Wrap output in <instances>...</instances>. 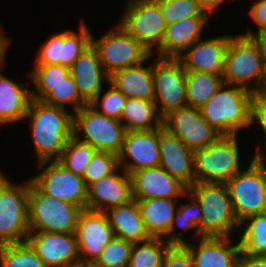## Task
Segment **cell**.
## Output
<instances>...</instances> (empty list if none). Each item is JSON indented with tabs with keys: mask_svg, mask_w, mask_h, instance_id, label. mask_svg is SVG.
<instances>
[{
	"mask_svg": "<svg viewBox=\"0 0 266 267\" xmlns=\"http://www.w3.org/2000/svg\"><path fill=\"white\" fill-rule=\"evenodd\" d=\"M29 121L37 163L58 160L73 135V112L31 99L24 121Z\"/></svg>",
	"mask_w": 266,
	"mask_h": 267,
	"instance_id": "6da1fadb",
	"label": "cell"
},
{
	"mask_svg": "<svg viewBox=\"0 0 266 267\" xmlns=\"http://www.w3.org/2000/svg\"><path fill=\"white\" fill-rule=\"evenodd\" d=\"M222 76L225 84L239 86L252 93L266 89V58L258 37L228 35Z\"/></svg>",
	"mask_w": 266,
	"mask_h": 267,
	"instance_id": "7a4b0ae2",
	"label": "cell"
},
{
	"mask_svg": "<svg viewBox=\"0 0 266 267\" xmlns=\"http://www.w3.org/2000/svg\"><path fill=\"white\" fill-rule=\"evenodd\" d=\"M252 92L223 84L200 108L203 118L221 136L238 135L240 130L250 127Z\"/></svg>",
	"mask_w": 266,
	"mask_h": 267,
	"instance_id": "3957f363",
	"label": "cell"
},
{
	"mask_svg": "<svg viewBox=\"0 0 266 267\" xmlns=\"http://www.w3.org/2000/svg\"><path fill=\"white\" fill-rule=\"evenodd\" d=\"M258 140L257 150L248 168L235 174L226 183L239 223L266 212V156L262 150L263 140Z\"/></svg>",
	"mask_w": 266,
	"mask_h": 267,
	"instance_id": "277c9868",
	"label": "cell"
},
{
	"mask_svg": "<svg viewBox=\"0 0 266 267\" xmlns=\"http://www.w3.org/2000/svg\"><path fill=\"white\" fill-rule=\"evenodd\" d=\"M188 191L201 207V237H232L236 229L239 231L240 223L234 214L226 184L195 182Z\"/></svg>",
	"mask_w": 266,
	"mask_h": 267,
	"instance_id": "5b68a950",
	"label": "cell"
},
{
	"mask_svg": "<svg viewBox=\"0 0 266 267\" xmlns=\"http://www.w3.org/2000/svg\"><path fill=\"white\" fill-rule=\"evenodd\" d=\"M238 135L221 136L215 143L194 151L196 182L226 184L242 171Z\"/></svg>",
	"mask_w": 266,
	"mask_h": 267,
	"instance_id": "8992f818",
	"label": "cell"
},
{
	"mask_svg": "<svg viewBox=\"0 0 266 267\" xmlns=\"http://www.w3.org/2000/svg\"><path fill=\"white\" fill-rule=\"evenodd\" d=\"M29 179L14 184L0 169V246L27 241Z\"/></svg>",
	"mask_w": 266,
	"mask_h": 267,
	"instance_id": "52a82bcc",
	"label": "cell"
},
{
	"mask_svg": "<svg viewBox=\"0 0 266 267\" xmlns=\"http://www.w3.org/2000/svg\"><path fill=\"white\" fill-rule=\"evenodd\" d=\"M81 209L42 193L29 178V232L75 233Z\"/></svg>",
	"mask_w": 266,
	"mask_h": 267,
	"instance_id": "ba28073f",
	"label": "cell"
},
{
	"mask_svg": "<svg viewBox=\"0 0 266 267\" xmlns=\"http://www.w3.org/2000/svg\"><path fill=\"white\" fill-rule=\"evenodd\" d=\"M125 128L121 121L97 113L89 105L73 113V136L97 151L119 155Z\"/></svg>",
	"mask_w": 266,
	"mask_h": 267,
	"instance_id": "9c48e42d",
	"label": "cell"
},
{
	"mask_svg": "<svg viewBox=\"0 0 266 267\" xmlns=\"http://www.w3.org/2000/svg\"><path fill=\"white\" fill-rule=\"evenodd\" d=\"M118 24L152 54L161 44L166 23L155 0H128Z\"/></svg>",
	"mask_w": 266,
	"mask_h": 267,
	"instance_id": "30bf717a",
	"label": "cell"
},
{
	"mask_svg": "<svg viewBox=\"0 0 266 267\" xmlns=\"http://www.w3.org/2000/svg\"><path fill=\"white\" fill-rule=\"evenodd\" d=\"M91 44L98 51L100 62L109 75L117 70L138 65L151 55L147 48L118 23L98 39L91 34Z\"/></svg>",
	"mask_w": 266,
	"mask_h": 267,
	"instance_id": "8fae6325",
	"label": "cell"
},
{
	"mask_svg": "<svg viewBox=\"0 0 266 267\" xmlns=\"http://www.w3.org/2000/svg\"><path fill=\"white\" fill-rule=\"evenodd\" d=\"M154 103L163 119L170 112L187 106L186 70L178 58H159L153 62Z\"/></svg>",
	"mask_w": 266,
	"mask_h": 267,
	"instance_id": "7c38bea8",
	"label": "cell"
},
{
	"mask_svg": "<svg viewBox=\"0 0 266 267\" xmlns=\"http://www.w3.org/2000/svg\"><path fill=\"white\" fill-rule=\"evenodd\" d=\"M39 173L30 177L31 182L44 194L67 201L81 210L86 209L87 186L82 177L67 170L57 160L37 164Z\"/></svg>",
	"mask_w": 266,
	"mask_h": 267,
	"instance_id": "4fadbf2b",
	"label": "cell"
},
{
	"mask_svg": "<svg viewBox=\"0 0 266 267\" xmlns=\"http://www.w3.org/2000/svg\"><path fill=\"white\" fill-rule=\"evenodd\" d=\"M79 31L66 29L52 34L38 50L34 65H62L70 68L91 45V31L81 20Z\"/></svg>",
	"mask_w": 266,
	"mask_h": 267,
	"instance_id": "5bb4252c",
	"label": "cell"
},
{
	"mask_svg": "<svg viewBox=\"0 0 266 267\" xmlns=\"http://www.w3.org/2000/svg\"><path fill=\"white\" fill-rule=\"evenodd\" d=\"M162 125L195 151L215 143L221 135L203 118L199 108L183 107L170 112Z\"/></svg>",
	"mask_w": 266,
	"mask_h": 267,
	"instance_id": "9a60e30c",
	"label": "cell"
},
{
	"mask_svg": "<svg viewBox=\"0 0 266 267\" xmlns=\"http://www.w3.org/2000/svg\"><path fill=\"white\" fill-rule=\"evenodd\" d=\"M75 236L80 262L93 264L115 235L105 212L83 209L78 216Z\"/></svg>",
	"mask_w": 266,
	"mask_h": 267,
	"instance_id": "2e32d148",
	"label": "cell"
},
{
	"mask_svg": "<svg viewBox=\"0 0 266 267\" xmlns=\"http://www.w3.org/2000/svg\"><path fill=\"white\" fill-rule=\"evenodd\" d=\"M159 164V128L125 132L122 150L118 155L120 168L130 175Z\"/></svg>",
	"mask_w": 266,
	"mask_h": 267,
	"instance_id": "e0dca14e",
	"label": "cell"
},
{
	"mask_svg": "<svg viewBox=\"0 0 266 267\" xmlns=\"http://www.w3.org/2000/svg\"><path fill=\"white\" fill-rule=\"evenodd\" d=\"M27 242L46 267H66L80 262L75 233L29 232Z\"/></svg>",
	"mask_w": 266,
	"mask_h": 267,
	"instance_id": "ac0fdd59",
	"label": "cell"
},
{
	"mask_svg": "<svg viewBox=\"0 0 266 267\" xmlns=\"http://www.w3.org/2000/svg\"><path fill=\"white\" fill-rule=\"evenodd\" d=\"M134 200L153 198L182 199L188 187L161 166L141 169L130 174Z\"/></svg>",
	"mask_w": 266,
	"mask_h": 267,
	"instance_id": "d6986e66",
	"label": "cell"
},
{
	"mask_svg": "<svg viewBox=\"0 0 266 267\" xmlns=\"http://www.w3.org/2000/svg\"><path fill=\"white\" fill-rule=\"evenodd\" d=\"M131 200H133L131 176L118 167L112 174L87 187L86 209L105 212Z\"/></svg>",
	"mask_w": 266,
	"mask_h": 267,
	"instance_id": "ffe728a7",
	"label": "cell"
},
{
	"mask_svg": "<svg viewBox=\"0 0 266 267\" xmlns=\"http://www.w3.org/2000/svg\"><path fill=\"white\" fill-rule=\"evenodd\" d=\"M160 164L171 176L179 179L187 187L195 180L194 151L167 129L159 127Z\"/></svg>",
	"mask_w": 266,
	"mask_h": 267,
	"instance_id": "44dd1931",
	"label": "cell"
},
{
	"mask_svg": "<svg viewBox=\"0 0 266 267\" xmlns=\"http://www.w3.org/2000/svg\"><path fill=\"white\" fill-rule=\"evenodd\" d=\"M228 34L197 40L178 59L186 71L223 75Z\"/></svg>",
	"mask_w": 266,
	"mask_h": 267,
	"instance_id": "7402d4cb",
	"label": "cell"
},
{
	"mask_svg": "<svg viewBox=\"0 0 266 267\" xmlns=\"http://www.w3.org/2000/svg\"><path fill=\"white\" fill-rule=\"evenodd\" d=\"M211 17H191L166 25L160 46L152 53L159 58H179L197 40ZM156 53V55H155Z\"/></svg>",
	"mask_w": 266,
	"mask_h": 267,
	"instance_id": "603a6c76",
	"label": "cell"
},
{
	"mask_svg": "<svg viewBox=\"0 0 266 267\" xmlns=\"http://www.w3.org/2000/svg\"><path fill=\"white\" fill-rule=\"evenodd\" d=\"M232 237H201L197 244L185 245L194 262V267H236L241 254L239 239Z\"/></svg>",
	"mask_w": 266,
	"mask_h": 267,
	"instance_id": "cb8c5ba5",
	"label": "cell"
},
{
	"mask_svg": "<svg viewBox=\"0 0 266 267\" xmlns=\"http://www.w3.org/2000/svg\"><path fill=\"white\" fill-rule=\"evenodd\" d=\"M70 75L88 104L103 90V84L108 86L110 81V75L104 70L98 51L92 44L74 61Z\"/></svg>",
	"mask_w": 266,
	"mask_h": 267,
	"instance_id": "d4e9b609",
	"label": "cell"
},
{
	"mask_svg": "<svg viewBox=\"0 0 266 267\" xmlns=\"http://www.w3.org/2000/svg\"><path fill=\"white\" fill-rule=\"evenodd\" d=\"M154 55L151 54L138 65L123 68L110 75L109 83L121 91L127 98H139L154 101L153 62L144 64Z\"/></svg>",
	"mask_w": 266,
	"mask_h": 267,
	"instance_id": "484cf974",
	"label": "cell"
},
{
	"mask_svg": "<svg viewBox=\"0 0 266 267\" xmlns=\"http://www.w3.org/2000/svg\"><path fill=\"white\" fill-rule=\"evenodd\" d=\"M115 237L138 243L152 238L141 219L137 200L118 205L105 211Z\"/></svg>",
	"mask_w": 266,
	"mask_h": 267,
	"instance_id": "4316f807",
	"label": "cell"
},
{
	"mask_svg": "<svg viewBox=\"0 0 266 267\" xmlns=\"http://www.w3.org/2000/svg\"><path fill=\"white\" fill-rule=\"evenodd\" d=\"M0 70V126L24 121L32 99L30 87L17 83Z\"/></svg>",
	"mask_w": 266,
	"mask_h": 267,
	"instance_id": "83f0119b",
	"label": "cell"
},
{
	"mask_svg": "<svg viewBox=\"0 0 266 267\" xmlns=\"http://www.w3.org/2000/svg\"><path fill=\"white\" fill-rule=\"evenodd\" d=\"M179 200L153 198L137 201L141 219L152 238H163L169 232Z\"/></svg>",
	"mask_w": 266,
	"mask_h": 267,
	"instance_id": "f1b7e54d",
	"label": "cell"
},
{
	"mask_svg": "<svg viewBox=\"0 0 266 267\" xmlns=\"http://www.w3.org/2000/svg\"><path fill=\"white\" fill-rule=\"evenodd\" d=\"M126 131L153 130L162 126L154 101L127 98L121 116Z\"/></svg>",
	"mask_w": 266,
	"mask_h": 267,
	"instance_id": "f546056e",
	"label": "cell"
},
{
	"mask_svg": "<svg viewBox=\"0 0 266 267\" xmlns=\"http://www.w3.org/2000/svg\"><path fill=\"white\" fill-rule=\"evenodd\" d=\"M224 84L222 75L186 71V100L188 107L201 108Z\"/></svg>",
	"mask_w": 266,
	"mask_h": 267,
	"instance_id": "4dcf8cb0",
	"label": "cell"
},
{
	"mask_svg": "<svg viewBox=\"0 0 266 267\" xmlns=\"http://www.w3.org/2000/svg\"><path fill=\"white\" fill-rule=\"evenodd\" d=\"M236 233L241 253L266 257V212L246 218Z\"/></svg>",
	"mask_w": 266,
	"mask_h": 267,
	"instance_id": "1f68e13d",
	"label": "cell"
},
{
	"mask_svg": "<svg viewBox=\"0 0 266 267\" xmlns=\"http://www.w3.org/2000/svg\"><path fill=\"white\" fill-rule=\"evenodd\" d=\"M31 78L33 89L31 96L35 100L42 101L53 87L64 81L70 75V68L58 65H34L28 74Z\"/></svg>",
	"mask_w": 266,
	"mask_h": 267,
	"instance_id": "d6a6232c",
	"label": "cell"
},
{
	"mask_svg": "<svg viewBox=\"0 0 266 267\" xmlns=\"http://www.w3.org/2000/svg\"><path fill=\"white\" fill-rule=\"evenodd\" d=\"M96 152L97 150L90 144L80 141L72 135L57 161L67 170L82 177L88 163Z\"/></svg>",
	"mask_w": 266,
	"mask_h": 267,
	"instance_id": "836d02e7",
	"label": "cell"
},
{
	"mask_svg": "<svg viewBox=\"0 0 266 267\" xmlns=\"http://www.w3.org/2000/svg\"><path fill=\"white\" fill-rule=\"evenodd\" d=\"M169 246L163 238H150L134 243L128 267H161L163 256Z\"/></svg>",
	"mask_w": 266,
	"mask_h": 267,
	"instance_id": "e575fe53",
	"label": "cell"
},
{
	"mask_svg": "<svg viewBox=\"0 0 266 267\" xmlns=\"http://www.w3.org/2000/svg\"><path fill=\"white\" fill-rule=\"evenodd\" d=\"M0 267H46L29 243L0 246Z\"/></svg>",
	"mask_w": 266,
	"mask_h": 267,
	"instance_id": "d590c367",
	"label": "cell"
},
{
	"mask_svg": "<svg viewBox=\"0 0 266 267\" xmlns=\"http://www.w3.org/2000/svg\"><path fill=\"white\" fill-rule=\"evenodd\" d=\"M45 104L67 108H73V113L77 112L81 108L89 105L80 95L78 87L71 75H69L64 81L53 87V91L50 92L43 100Z\"/></svg>",
	"mask_w": 266,
	"mask_h": 267,
	"instance_id": "8d00e7d4",
	"label": "cell"
},
{
	"mask_svg": "<svg viewBox=\"0 0 266 267\" xmlns=\"http://www.w3.org/2000/svg\"><path fill=\"white\" fill-rule=\"evenodd\" d=\"M161 8L166 25L191 17H210L197 0H155Z\"/></svg>",
	"mask_w": 266,
	"mask_h": 267,
	"instance_id": "74e56055",
	"label": "cell"
},
{
	"mask_svg": "<svg viewBox=\"0 0 266 267\" xmlns=\"http://www.w3.org/2000/svg\"><path fill=\"white\" fill-rule=\"evenodd\" d=\"M133 245L114 236L92 264L93 267H128Z\"/></svg>",
	"mask_w": 266,
	"mask_h": 267,
	"instance_id": "f35d334b",
	"label": "cell"
},
{
	"mask_svg": "<svg viewBox=\"0 0 266 267\" xmlns=\"http://www.w3.org/2000/svg\"><path fill=\"white\" fill-rule=\"evenodd\" d=\"M108 85L109 87H106L108 90L101 91L89 103V106L99 114L121 121L122 111L127 97L110 83Z\"/></svg>",
	"mask_w": 266,
	"mask_h": 267,
	"instance_id": "ab89813d",
	"label": "cell"
},
{
	"mask_svg": "<svg viewBox=\"0 0 266 267\" xmlns=\"http://www.w3.org/2000/svg\"><path fill=\"white\" fill-rule=\"evenodd\" d=\"M118 167L117 155L110 152L97 151L88 163L82 178L88 187L102 177L112 174Z\"/></svg>",
	"mask_w": 266,
	"mask_h": 267,
	"instance_id": "60d3db41",
	"label": "cell"
},
{
	"mask_svg": "<svg viewBox=\"0 0 266 267\" xmlns=\"http://www.w3.org/2000/svg\"><path fill=\"white\" fill-rule=\"evenodd\" d=\"M181 228L183 231H190L194 229V237L196 239H200L201 235L199 234V230H197V227L193 224L192 220H188L185 216L181 215L178 211L173 216V221L171 223L169 232L163 237V239L169 244V245H186L188 242L183 238L182 232H177L176 227Z\"/></svg>",
	"mask_w": 266,
	"mask_h": 267,
	"instance_id": "b9f144b4",
	"label": "cell"
},
{
	"mask_svg": "<svg viewBox=\"0 0 266 267\" xmlns=\"http://www.w3.org/2000/svg\"><path fill=\"white\" fill-rule=\"evenodd\" d=\"M161 267H194V262L185 245H170L163 256Z\"/></svg>",
	"mask_w": 266,
	"mask_h": 267,
	"instance_id": "7bdbcfd3",
	"label": "cell"
},
{
	"mask_svg": "<svg viewBox=\"0 0 266 267\" xmlns=\"http://www.w3.org/2000/svg\"><path fill=\"white\" fill-rule=\"evenodd\" d=\"M251 123H258L262 128L265 137L264 151H266V89H262L252 95Z\"/></svg>",
	"mask_w": 266,
	"mask_h": 267,
	"instance_id": "ee69618b",
	"label": "cell"
},
{
	"mask_svg": "<svg viewBox=\"0 0 266 267\" xmlns=\"http://www.w3.org/2000/svg\"><path fill=\"white\" fill-rule=\"evenodd\" d=\"M249 9V16L254 21V24L257 26V31H253L250 27L247 28V31L243 33L248 36L259 37L266 32V0H254Z\"/></svg>",
	"mask_w": 266,
	"mask_h": 267,
	"instance_id": "f6af8a7d",
	"label": "cell"
},
{
	"mask_svg": "<svg viewBox=\"0 0 266 267\" xmlns=\"http://www.w3.org/2000/svg\"><path fill=\"white\" fill-rule=\"evenodd\" d=\"M185 196L191 201V203L189 202L179 205L177 211L188 220H192L200 234L201 207L197 199L189 191L185 193Z\"/></svg>",
	"mask_w": 266,
	"mask_h": 267,
	"instance_id": "bcb514c9",
	"label": "cell"
},
{
	"mask_svg": "<svg viewBox=\"0 0 266 267\" xmlns=\"http://www.w3.org/2000/svg\"><path fill=\"white\" fill-rule=\"evenodd\" d=\"M236 267H266V257L241 253Z\"/></svg>",
	"mask_w": 266,
	"mask_h": 267,
	"instance_id": "7dc6e473",
	"label": "cell"
},
{
	"mask_svg": "<svg viewBox=\"0 0 266 267\" xmlns=\"http://www.w3.org/2000/svg\"><path fill=\"white\" fill-rule=\"evenodd\" d=\"M200 7L209 15L213 16L215 12L217 13L218 7L227 0H197ZM230 1V0H229ZM232 1V0H231Z\"/></svg>",
	"mask_w": 266,
	"mask_h": 267,
	"instance_id": "c3c4849f",
	"label": "cell"
},
{
	"mask_svg": "<svg viewBox=\"0 0 266 267\" xmlns=\"http://www.w3.org/2000/svg\"><path fill=\"white\" fill-rule=\"evenodd\" d=\"M11 39L4 35L3 30H0V70L3 69L5 65L6 53L8 51Z\"/></svg>",
	"mask_w": 266,
	"mask_h": 267,
	"instance_id": "681fc988",
	"label": "cell"
},
{
	"mask_svg": "<svg viewBox=\"0 0 266 267\" xmlns=\"http://www.w3.org/2000/svg\"><path fill=\"white\" fill-rule=\"evenodd\" d=\"M258 39L261 41L263 48H264V52H265V58H266V32L263 33L262 35H260L258 37Z\"/></svg>",
	"mask_w": 266,
	"mask_h": 267,
	"instance_id": "f907efd6",
	"label": "cell"
},
{
	"mask_svg": "<svg viewBox=\"0 0 266 267\" xmlns=\"http://www.w3.org/2000/svg\"><path fill=\"white\" fill-rule=\"evenodd\" d=\"M66 267H93V265L89 264V263L79 262V263H76V264L68 265Z\"/></svg>",
	"mask_w": 266,
	"mask_h": 267,
	"instance_id": "816d5d0a",
	"label": "cell"
}]
</instances>
